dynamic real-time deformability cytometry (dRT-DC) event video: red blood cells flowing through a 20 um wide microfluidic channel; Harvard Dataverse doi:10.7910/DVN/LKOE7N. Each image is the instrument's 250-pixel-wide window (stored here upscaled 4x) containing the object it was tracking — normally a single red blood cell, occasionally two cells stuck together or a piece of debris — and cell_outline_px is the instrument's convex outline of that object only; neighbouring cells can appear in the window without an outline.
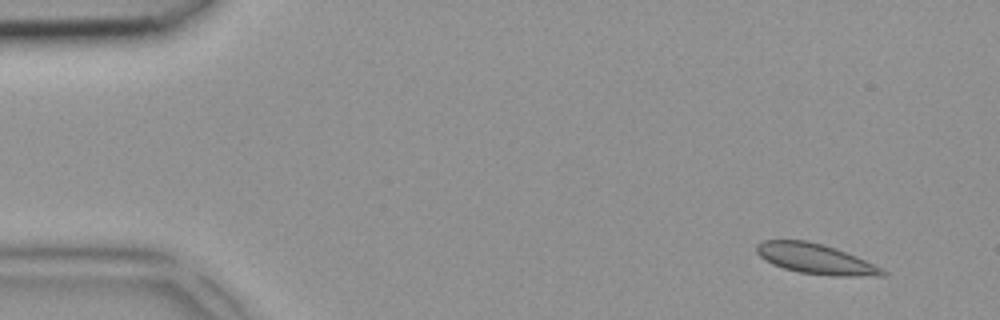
{"species": "common noctule bat (a hibernating species)", "species_latin": "Nyctalus noctula", "temperature_condition": "room temperature", "stored_images_in_passage": 3, "camera_frame_rate_fps": 3000, "um_per_image_px": 0.085, "animal": {"sex": "female", "body_mass_g": 18.4}, "frame": {"image": 1, "passage_image": 1, "time_ms": 0.0, "image_size_px": [1000, 320], "cell_outline_px": [[888, 272], [884, 276], [832, 276], [800, 272], [784, 268], [772, 264], [764, 260], [756, 252], [756, 244], [764, 240], [808, 240], [824, 244], [836, 248], [856, 256]], "centroid_in_image_um": [69.29, 21.99], "position_along_channel_um": 15.7, "area_um2": 22.14}}
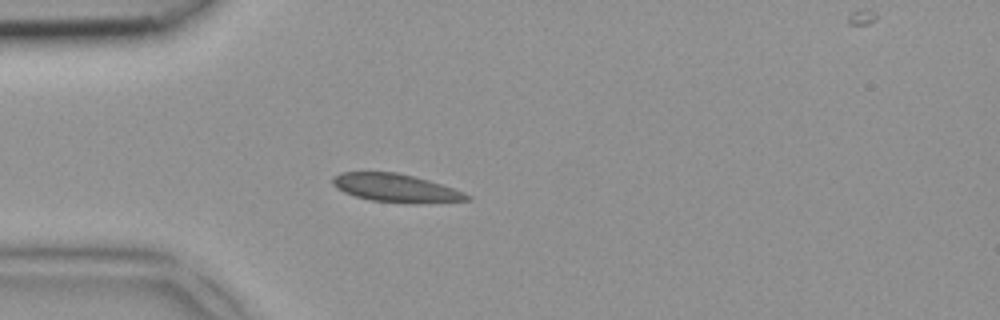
{"frame": {"image": 2, "passage_image": 3, "time_ms": 0.667, "image_size_px": [1000, 320], "cell_outline_px": [[472, 200], [416, 204], [368, 200], [344, 192], [336, 188], [332, 184], [332, 176], [340, 172], [396, 172], [416, 176], [464, 192], [472, 196]], "centroid_in_image_um": [33.65, 15.98], "position_along_channel_um": 51.3, "area_um2": 22.31}}